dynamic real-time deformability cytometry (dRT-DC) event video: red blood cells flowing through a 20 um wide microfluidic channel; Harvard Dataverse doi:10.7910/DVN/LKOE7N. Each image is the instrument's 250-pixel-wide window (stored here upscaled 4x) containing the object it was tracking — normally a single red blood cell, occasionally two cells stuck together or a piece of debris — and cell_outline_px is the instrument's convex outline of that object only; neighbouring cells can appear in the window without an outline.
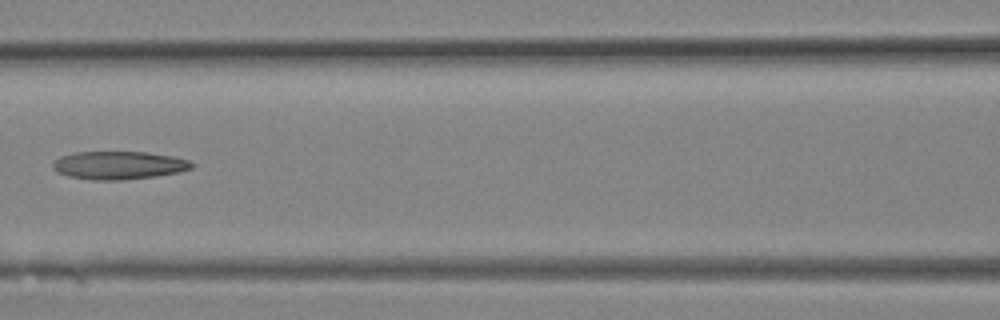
{"species": "Egyptian fruit bat (a non-hibernating species)", "species_latin": "Rousettus aegyptiacus", "temperature_condition": "room temperature", "stored_images_in_passage": 16, "camera_frame_rate_fps": 3000, "um_per_image_px": 0.085, "animal": {"sex": "female"}, "frame": {"image": 1, "passage_image": 12, "time_ms": 3.667, "image_size_px": [1000, 320], "cell_outline_px": [[192, 168], [180, 172], [156, 176], [120, 180], [92, 180], [68, 176], [56, 172], [52, 168], [52, 164], [60, 156], [76, 152], [148, 152], [172, 156], [188, 160], [192, 164]], "centroid_in_image_um": [10.07, 14.05], "position_along_channel_um": 156.5, "area_um2": 22.72}}
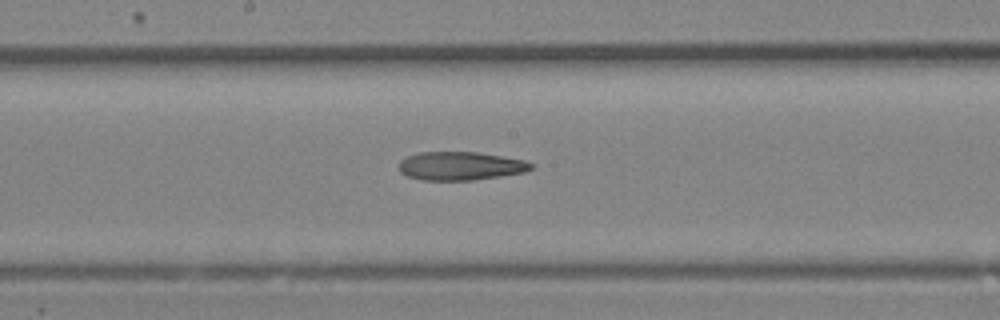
{"frame": {"image": 2, "passage_image": 14, "time_ms": 4.333, "image_size_px": [1000, 320], "cell_outline_px": [[532, 168], [524, 172], [500, 176], [472, 180], [420, 180], [408, 176], [400, 172], [400, 160], [408, 156], [420, 152], [476, 152], [524, 160], [532, 164]], "centroid_in_image_um": [39.11, 14.11], "position_along_channel_um": 209.1, "area_um2": 21.68}}
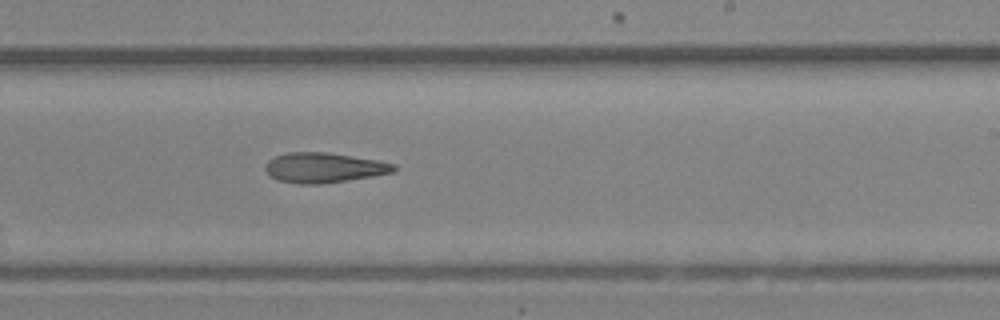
{"frame": {"image": 3, "passage_image": 16, "time_ms": 5.0, "image_size_px": [1000, 320], "cell_outline_px": [[396, 168], [392, 172], [372, 176], [348, 180], [320, 184], [300, 184], [276, 180], [264, 168], [268, 160], [276, 156], [288, 152], [328, 152], [380, 160], [396, 164]], "centroid_in_image_um": [27.54, 14.24], "position_along_channel_um": 261.5, "area_um2": 22.48}}